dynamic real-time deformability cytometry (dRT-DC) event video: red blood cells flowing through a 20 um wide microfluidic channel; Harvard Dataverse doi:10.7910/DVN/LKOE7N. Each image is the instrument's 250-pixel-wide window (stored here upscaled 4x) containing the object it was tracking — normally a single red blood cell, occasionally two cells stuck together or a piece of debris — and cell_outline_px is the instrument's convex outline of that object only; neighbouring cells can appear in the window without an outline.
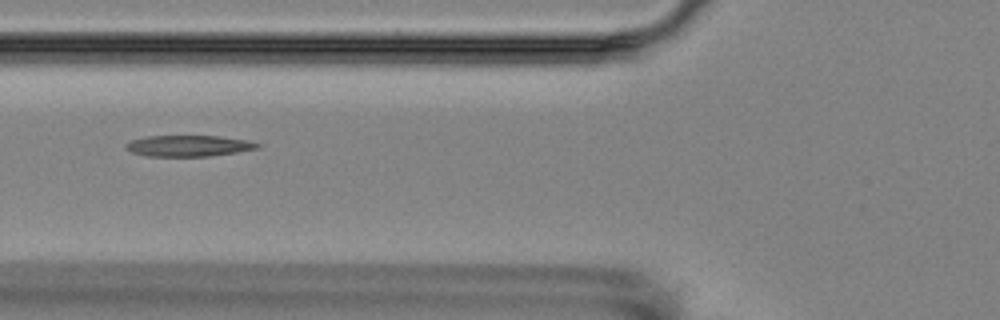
{"species": "Egyptian fruit bat (a non-hibernating species)", "species_latin": "Rousettus aegyptiacus", "temperature_condition": "room temperature", "stored_images_in_passage": 18, "segment_of_instrument_passage": [1, 2], "camera_frame_rate_fps": 3000, "um_per_image_px": 0.085, "animal": {"sex": "female"}, "frame": {"image": 1, "passage_image": 7, "time_ms": 7.0, "image_size_px": [1000, 320], "cell_outline_px": [[264, 144], [260, 148], [236, 152], [208, 156], [148, 156], [132, 152], [124, 148], [124, 144], [128, 140], [148, 136], [220, 136], [248, 140]], "centroid_in_image_um": [16.04, 12.39], "position_along_channel_um": 109.8, "area_um2": 16.36}}
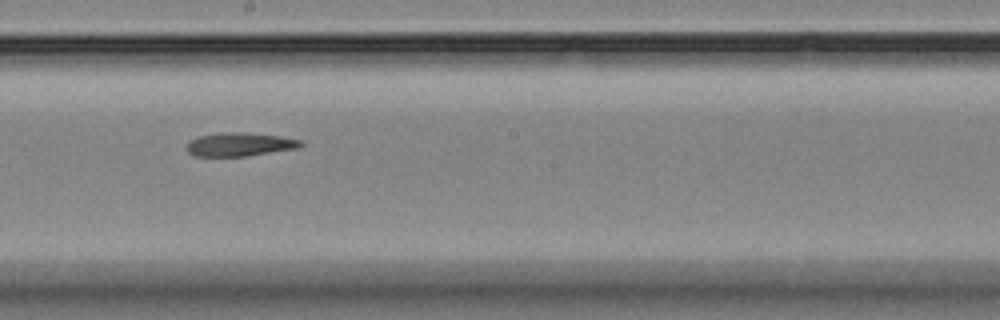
{"frame": {"image": 2, "passage_image": 10, "time_ms": 10.333, "image_size_px": [1000, 320], "cell_outline_px": [[304, 144], [300, 148], [248, 156], [196, 156], [188, 152], [188, 140], [196, 136], [220, 132], [244, 132], [280, 136], [304, 140]], "centroid_in_image_um": [20.42, 12.26], "position_along_channel_um": 227.8, "area_um2": 15.95}}
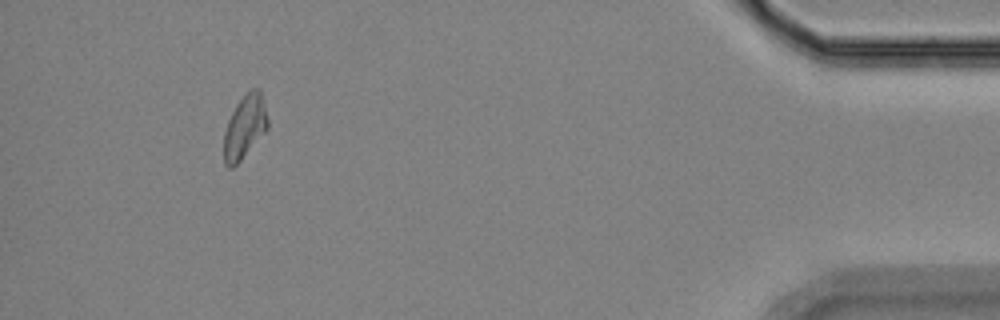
{"frame": {"image": 3, "passage_image": 16, "time_ms": 17.333, "image_size_px": [1000, 320], "cell_outline_px": [[268, 128], [240, 160], [232, 168], [228, 168], [224, 164], [224, 132], [228, 120], [236, 104], [252, 88], [260, 88], [268, 120]], "centroid_in_image_um": [20.79, 10.78], "position_along_channel_um": 414.4, "area_um2": 15.95}}